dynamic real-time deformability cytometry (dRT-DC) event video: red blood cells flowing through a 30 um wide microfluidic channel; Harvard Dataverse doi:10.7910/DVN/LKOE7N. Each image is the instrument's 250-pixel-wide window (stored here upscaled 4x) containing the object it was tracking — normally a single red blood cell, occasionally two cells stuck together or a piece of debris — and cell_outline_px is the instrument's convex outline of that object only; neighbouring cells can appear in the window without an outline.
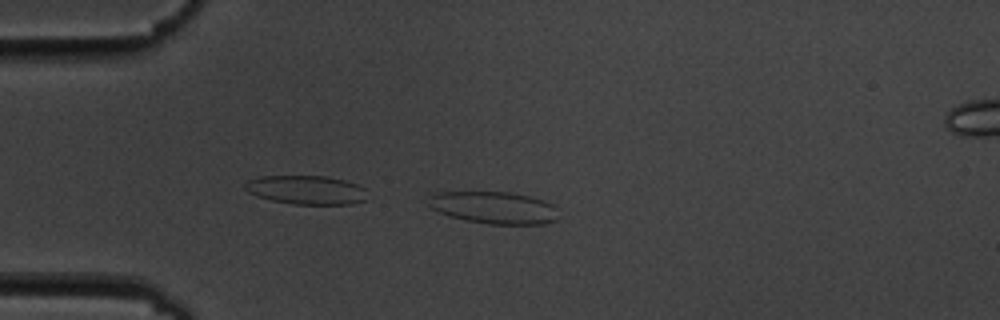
{"species": "common noctule bat (a hibernating species)", "species_latin": "Nyctalus noctula", "temperature_condition": "cold", "stored_images_in_passage": 6, "camera_frame_rate_fps": 3000, "um_per_image_px": 0.085, "animal": {"sex": "male", "body_mass_g": 19.5, "forearm_length_mm": 54.6}, "frame": {"image": 1, "passage_image": 4, "time_ms": 3.667, "image_size_px": [1000, 320], "cell_outline_px": [[556, 220], [544, 224], [488, 224], [464, 220], [448, 216], [424, 204], [436, 192], [512, 192], [532, 196], [552, 204], [556, 208]], "centroid_in_image_um": [41.96, 17.65], "position_along_channel_um": 43.0, "area_um2": 24.51}}